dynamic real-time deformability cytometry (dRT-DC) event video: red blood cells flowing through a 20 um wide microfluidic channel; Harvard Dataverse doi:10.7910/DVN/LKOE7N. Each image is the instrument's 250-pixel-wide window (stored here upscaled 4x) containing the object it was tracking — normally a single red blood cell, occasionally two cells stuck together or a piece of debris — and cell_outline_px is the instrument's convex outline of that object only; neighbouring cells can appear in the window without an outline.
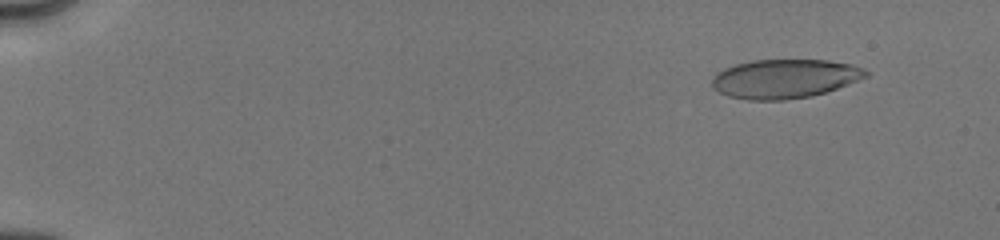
{"species": "human", "species_latin": "Homo sapiens", "temperature_condition": "cold", "stored_images_in_passage": 83, "camera_frame_rate_fps": 3000, "um_per_image_px": 0.085, "donor": {"sex": "male"}, "frame": {"image": 1, "passage_image": 13, "time_ms": 1.667, "image_size_px": [1000, 240], "cell_outline_px": [[868, 76], [848, 84], [812, 96], [784, 100], [748, 100], [728, 96], [712, 88], [712, 76], [716, 72], [724, 68], [736, 64], [752, 60], [828, 60], [852, 64], [864, 68], [868, 72]], "centroid_in_image_um": [66.67, 6.69], "position_along_channel_um": 18.3, "area_um2": 35.08}}
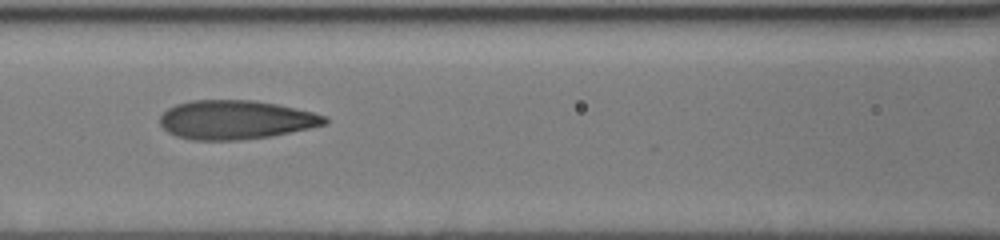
{"frame": {"image": 2, "passage_image": 50, "time_ms": 8.333, "image_size_px": [1000, 240], "cell_outline_px": [[328, 124], [312, 128], [272, 136], [240, 140], [192, 140], [176, 136], [168, 132], [160, 124], [160, 116], [168, 108], [176, 104], [192, 100], [256, 100], [276, 104], [312, 112], [328, 116]], "centroid_in_image_um": [20.06, 10.18], "position_along_channel_um": 146.5, "area_um2": 37.63}}
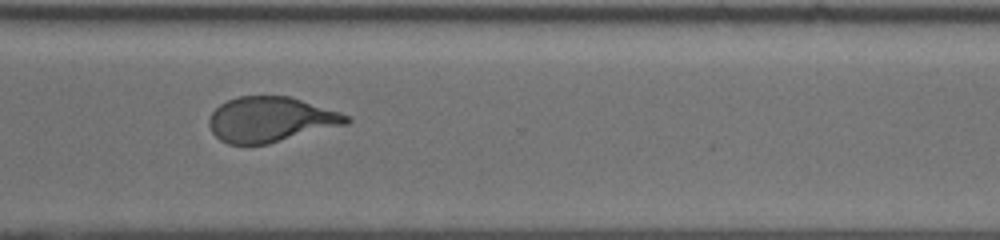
{"frame": {"image": 3, "passage_image": 82, "time_ms": 13.333, "image_size_px": [1000, 240], "cell_outline_px": [[352, 120], [348, 124], [268, 144], [228, 144], [220, 140], [212, 132], [208, 124], [208, 120], [212, 112], [220, 104], [228, 100], [240, 96], [288, 96], [340, 112], [352, 116]], "centroid_in_image_um": [23.02, 10.16], "position_along_channel_um": 347.6, "area_um2": 36.13}}